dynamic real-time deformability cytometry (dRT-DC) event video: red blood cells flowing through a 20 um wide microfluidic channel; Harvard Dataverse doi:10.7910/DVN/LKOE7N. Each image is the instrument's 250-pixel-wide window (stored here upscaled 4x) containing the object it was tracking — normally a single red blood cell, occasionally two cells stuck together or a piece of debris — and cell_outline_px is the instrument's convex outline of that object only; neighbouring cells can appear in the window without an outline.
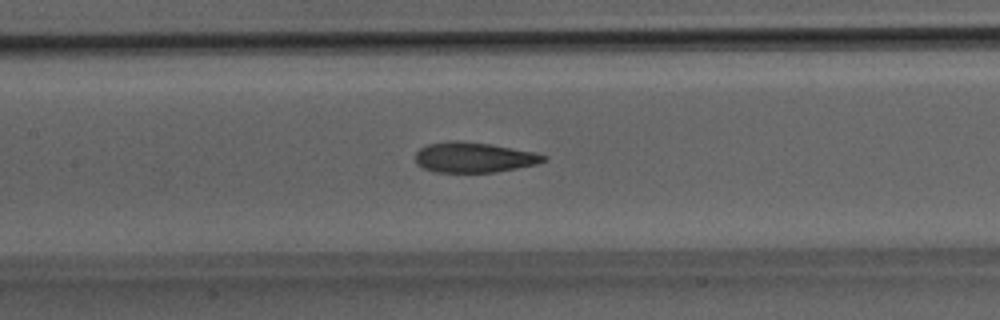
{"species": "Egyptian fruit bat (a non-hibernating species)", "species_latin": "Rousettus aegyptiacus", "temperature_condition": "room temperature", "stored_images_in_passage": 27, "camera_frame_rate_fps": 3000, "um_per_image_px": 0.085, "animal": {"sex": "male"}, "frame": {"image": 1, "passage_image": 8, "time_ms": 2.333, "image_size_px": [1000, 320], "cell_outline_px": [[548, 160], [536, 164], [496, 172], [436, 172], [424, 168], [416, 164], [416, 152], [420, 148], [428, 144], [452, 140], [460, 140], [492, 144], [532, 152], [548, 156]], "centroid_in_image_um": [40.27, 13.37], "position_along_channel_um": 167.1, "area_um2": 22.6}}
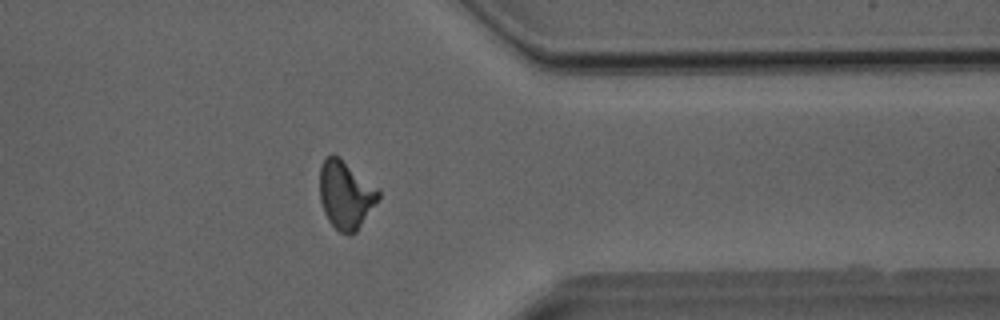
{"frame": {"image": 2, "passage_image": 20, "time_ms": 6.333, "image_size_px": [1000, 320], "cell_outline_px": [[380, 196], [356, 232], [348, 236], [340, 232], [328, 220], [324, 212], [320, 200], [320, 168], [324, 160], [332, 152], [340, 156], [376, 188], [380, 192]], "centroid_in_image_um": [29.35, 16.55], "position_along_channel_um": 382.0, "area_um2": 23.06}}
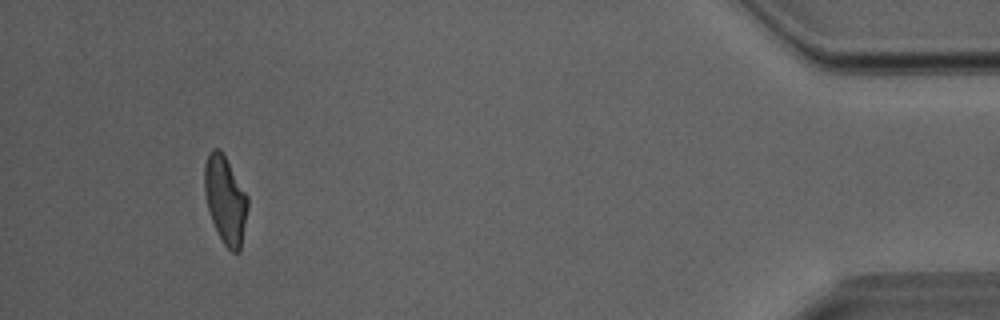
{"frame": {"image": 3, "passage_image": 25, "time_ms": 8.0, "image_size_px": [1000, 320], "cell_outline_px": [[248, 208], [240, 252], [232, 252], [224, 244], [212, 220], [208, 208], [204, 192], [204, 164], [208, 152], [212, 148], [220, 148], [248, 196]], "centroid_in_image_um": [19.15, 16.95], "position_along_channel_um": 416.0, "area_um2": 22.02}}